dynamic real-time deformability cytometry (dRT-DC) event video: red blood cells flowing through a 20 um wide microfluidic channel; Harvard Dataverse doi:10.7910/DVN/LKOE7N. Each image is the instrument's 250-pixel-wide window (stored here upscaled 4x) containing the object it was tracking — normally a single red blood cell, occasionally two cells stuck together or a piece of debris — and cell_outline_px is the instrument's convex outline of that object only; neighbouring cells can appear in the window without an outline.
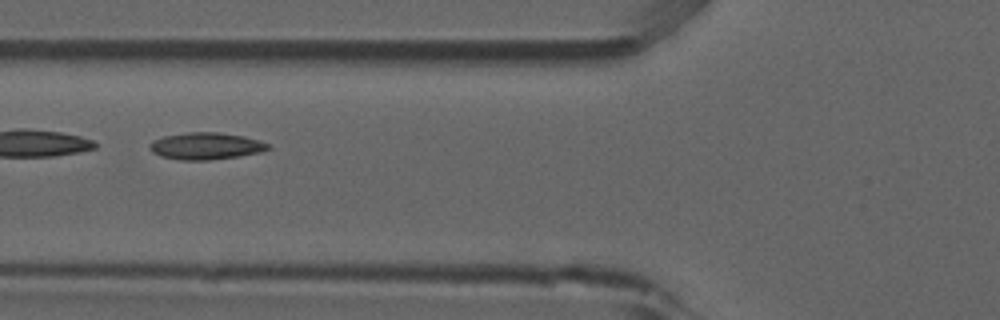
{"species": "common noctule bat (a hibernating species)", "species_latin": "Nyctalus noctula", "temperature_condition": "room temperature", "stored_images_in_passage": 5, "camera_frame_rate_fps": 3000, "um_per_image_px": 0.085, "animal": {"sex": "male", "forearm_length_mm": 52.5}, "frame": {"image": 1, "passage_image": 3, "time_ms": 0.667, "image_size_px": [1000, 320], "cell_outline_px": [[272, 148], [260, 152], [240, 156], [208, 160], [180, 160], [160, 156], [152, 152], [148, 148], [148, 144], [152, 140], [164, 136], [188, 132], [216, 132], [244, 136], [260, 140], [268, 144]], "centroid_in_image_um": [17.48, 12.41], "position_along_channel_um": 108.3, "area_um2": 18.73}}